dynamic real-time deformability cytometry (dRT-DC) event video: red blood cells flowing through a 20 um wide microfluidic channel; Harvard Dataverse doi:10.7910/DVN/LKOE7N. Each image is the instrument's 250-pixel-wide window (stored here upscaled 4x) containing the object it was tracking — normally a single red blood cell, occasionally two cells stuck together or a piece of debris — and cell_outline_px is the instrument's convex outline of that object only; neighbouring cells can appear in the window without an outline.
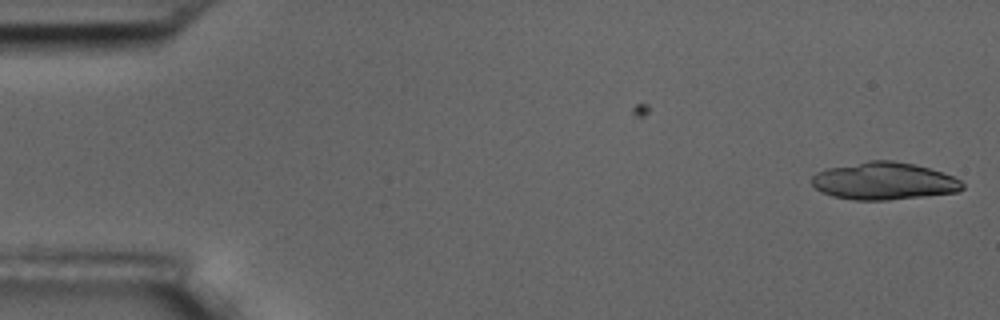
{"species": "common noctule bat (a hibernating species)", "species_latin": "Nyctalus noctula", "temperature_condition": "room temperature", "stored_images_in_passage": 3, "camera_frame_rate_fps": 3000, "um_per_image_px": 0.085, "animal": {"sex": "male", "body_mass_g": 17.5, "forearm_length_mm": 52.3}, "frame": {"image": 1, "passage_image": 3, "time_ms": 2.333, "image_size_px": [1000, 320], "cell_outline_px": [[964, 188], [960, 192], [888, 200], [852, 200], [832, 196], [820, 192], [812, 184], [812, 176], [816, 172], [828, 168], [868, 160], [892, 160], [912, 164], [928, 168], [952, 176], [960, 180], [964, 184]], "centroid_in_image_um": [75.12, 15.4], "position_along_channel_um": 9.9, "area_um2": 32.89}}